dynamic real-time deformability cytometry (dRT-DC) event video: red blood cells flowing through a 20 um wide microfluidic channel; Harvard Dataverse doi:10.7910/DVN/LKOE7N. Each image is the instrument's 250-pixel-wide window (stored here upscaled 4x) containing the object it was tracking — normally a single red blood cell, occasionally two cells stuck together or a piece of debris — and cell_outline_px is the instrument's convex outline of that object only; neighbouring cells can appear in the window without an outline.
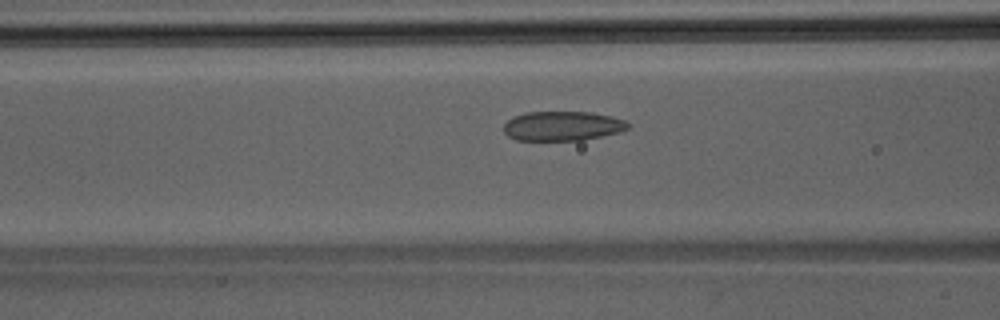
{"species": "Egyptian fruit bat (a non-hibernating species)", "species_latin": "Rousettus aegyptiacus", "temperature_condition": "room temperature", "stored_images_in_passage": 33, "camera_frame_rate_fps": 3000, "um_per_image_px": 0.085, "animal": {"sex": "male"}, "frame": {"image": 1, "passage_image": 6, "time_ms": 1.667, "image_size_px": [1000, 320], "cell_outline_px": [[632, 124], [628, 128], [620, 132], [584, 140], [516, 140], [508, 136], [504, 132], [504, 124], [512, 116], [524, 112], [592, 112], [612, 116], [624, 120]], "centroid_in_image_um": [47.82, 10.7], "position_along_channel_um": 118.8, "area_um2": 21.56}}
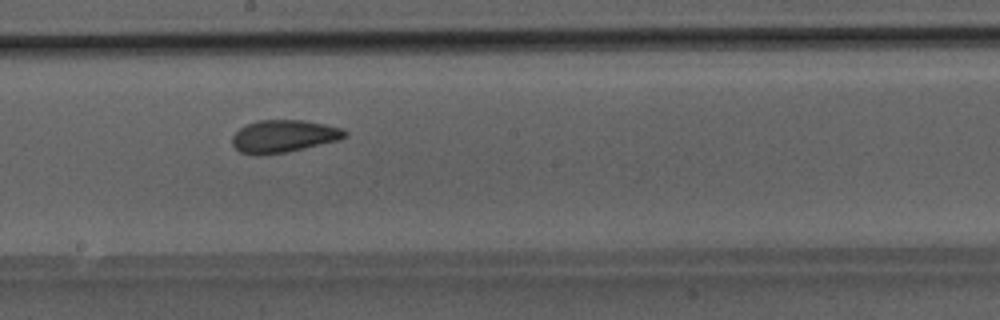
{"frame": {"image": 2, "passage_image": 13, "time_ms": 4.0, "image_size_px": [1000, 320], "cell_outline_px": [[348, 136], [340, 140], [288, 152], [256, 156], [240, 152], [232, 144], [232, 136], [240, 128], [248, 124], [260, 120], [304, 120], [324, 124], [340, 128], [348, 132]], "centroid_in_image_um": [24.12, 11.59], "position_along_channel_um": 224.1, "area_um2": 21.44}}
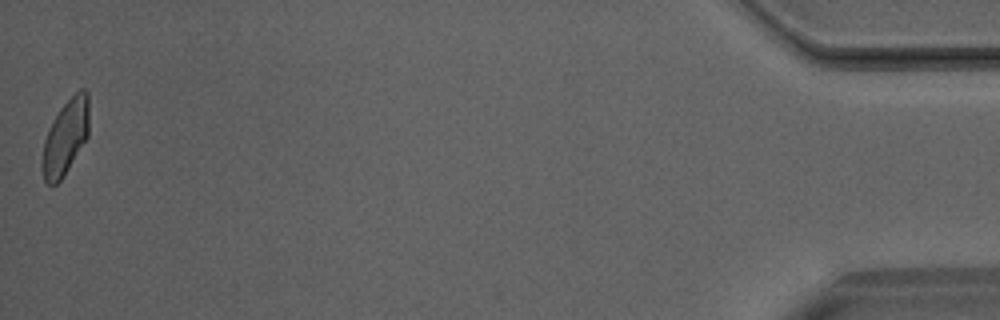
{"frame": {"image": 3, "passage_image": 33, "time_ms": 10.667, "image_size_px": [1000, 320], "cell_outline_px": [[88, 136], [64, 176], [56, 184], [48, 184], [44, 180], [40, 168], [40, 160], [44, 140], [48, 128], [60, 108], [80, 88], [84, 88], [88, 92]], "centroid_in_image_um": [5.53, 11.69], "position_along_channel_um": 429.7, "area_um2": 20.63}}